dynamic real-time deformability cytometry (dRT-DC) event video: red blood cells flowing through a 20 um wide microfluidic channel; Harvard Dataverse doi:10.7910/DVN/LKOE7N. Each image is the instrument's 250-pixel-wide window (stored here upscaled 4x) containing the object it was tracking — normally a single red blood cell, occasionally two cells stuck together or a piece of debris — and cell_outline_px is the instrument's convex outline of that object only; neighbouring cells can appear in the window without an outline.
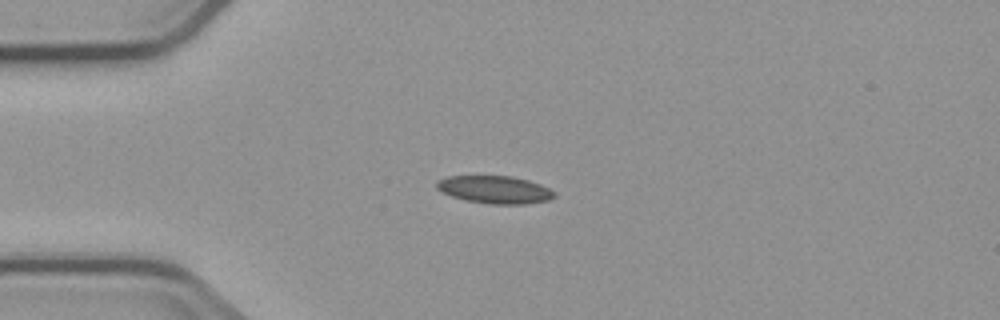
{"species": "common noctule bat (a hibernating species)", "species_latin": "Nyctalus noctula", "temperature_condition": "cold", "stored_images_in_passage": 4, "camera_frame_rate_fps": 3000, "um_per_image_px": 0.085, "animal": {"sex": "male", "body_mass_g": 23.1, "forearm_length_mm": 52.7}, "frame": {"image": 1, "passage_image": 4, "time_ms": 3.667, "image_size_px": [1000, 320], "cell_outline_px": [[556, 196], [548, 200], [524, 204], [488, 204], [468, 200], [452, 196], [440, 192], [436, 188], [436, 180], [444, 176], [512, 176], [528, 180], [540, 184], [556, 192]], "centroid_in_image_um": [42.03, 16.11], "position_along_channel_um": 43.0, "area_um2": 19.07}}